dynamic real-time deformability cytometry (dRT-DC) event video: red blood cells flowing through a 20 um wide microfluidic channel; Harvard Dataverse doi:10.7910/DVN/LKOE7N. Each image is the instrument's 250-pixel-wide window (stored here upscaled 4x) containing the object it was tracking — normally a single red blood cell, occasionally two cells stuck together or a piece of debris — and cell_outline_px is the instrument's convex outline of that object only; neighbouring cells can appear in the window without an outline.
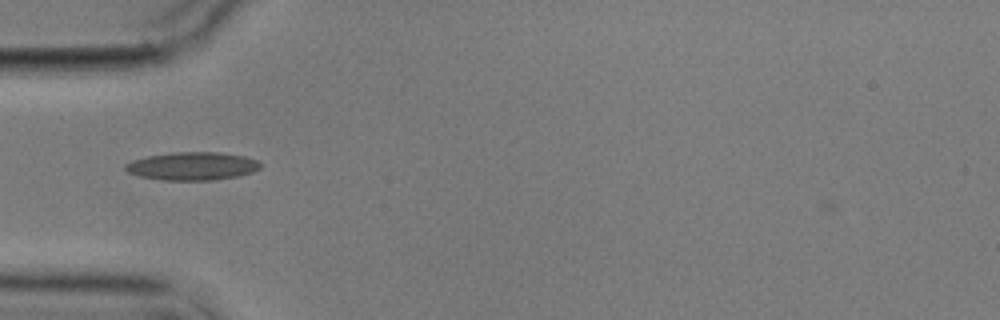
{"species": "common noctule bat (a hibernating species)", "species_latin": "Nyctalus noctula", "temperature_condition": "cold", "stored_images_in_passage": 1, "camera_frame_rate_fps": 3000, "um_per_image_px": 0.085, "animal": {"sex": "male", "body_mass_g": 17.9}, "frame": {"image": 1, "passage_image": 1, "time_ms": 0.0, "image_size_px": [1000, 320], "cell_outline_px": [[260, 168], [252, 172], [236, 176], [212, 180], [164, 180], [140, 176], [128, 172], [124, 168], [124, 164], [132, 160], [148, 156], [172, 152], [220, 152], [244, 156], [256, 160], [260, 164]], "centroid_in_image_um": [16.32, 14.11], "position_along_channel_um": 68.7, "area_um2": 21.96}}